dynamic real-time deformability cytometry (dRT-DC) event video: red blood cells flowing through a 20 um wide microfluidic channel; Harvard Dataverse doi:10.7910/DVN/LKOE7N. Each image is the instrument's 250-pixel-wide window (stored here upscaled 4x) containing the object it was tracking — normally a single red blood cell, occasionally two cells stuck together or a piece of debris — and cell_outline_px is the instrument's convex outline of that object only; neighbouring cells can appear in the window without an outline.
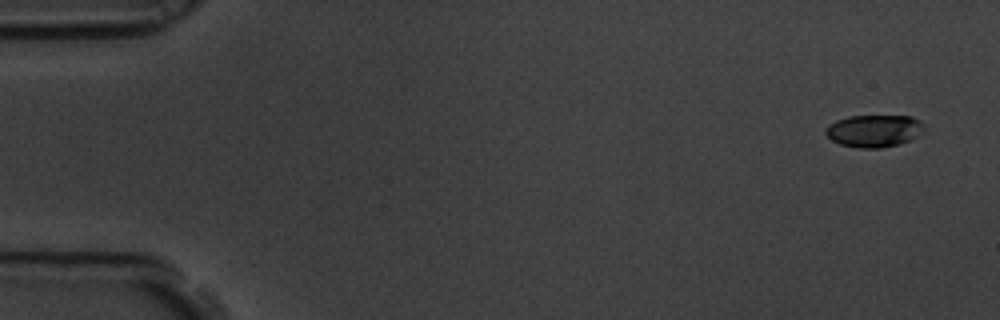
{"species": "common noctule bat (a hibernating species)", "species_latin": "Nyctalus noctula", "temperature_condition": "room temperature", "stored_images_in_passage": 5, "camera_frame_rate_fps": 3000, "um_per_image_px": 0.085, "animal": {"sex": "male", "body_mass_g": 19.5, "forearm_length_mm": 54.6}, "frame": {"image": 1, "passage_image": 1, "time_ms": 0.0, "image_size_px": [1000, 320], "cell_outline_px": [[924, 124], [916, 136], [912, 140], [880, 148], [860, 148], [840, 144], [832, 140], [824, 132], [828, 124], [836, 120], [848, 116], [912, 116], [920, 120]], "centroid_in_image_um": [74.25, 11.11], "position_along_channel_um": 10.7, "area_um2": 18.38}}
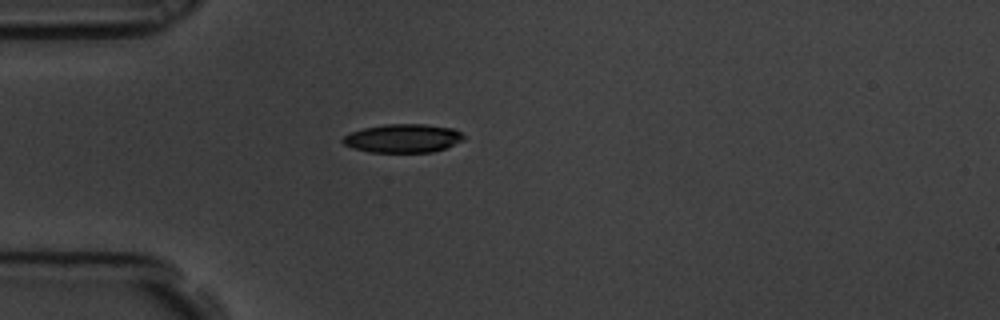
{"frame": {"image": 2, "passage_image": 5, "time_ms": 1.333, "image_size_px": [1000, 320], "cell_outline_px": [[464, 140], [444, 148], [432, 152], [368, 152], [352, 148], [344, 144], [340, 140], [344, 136], [352, 132], [364, 128], [384, 124], [424, 124], [452, 128], [460, 132], [464, 136]], "centroid_in_image_um": [34.23, 11.76], "position_along_channel_um": 50.8, "area_um2": 20.06}}